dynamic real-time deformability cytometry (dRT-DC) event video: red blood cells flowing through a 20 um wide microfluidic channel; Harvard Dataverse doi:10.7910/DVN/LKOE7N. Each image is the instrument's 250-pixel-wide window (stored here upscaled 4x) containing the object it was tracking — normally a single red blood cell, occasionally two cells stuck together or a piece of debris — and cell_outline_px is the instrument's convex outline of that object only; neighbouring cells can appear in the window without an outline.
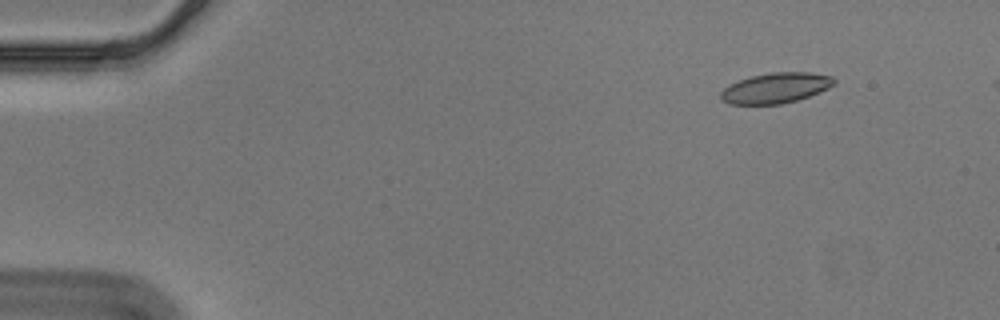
{"species": "Egyptian fruit bat (a non-hibernating species)", "species_latin": "Rousettus aegyptiacus", "temperature_condition": "cold", "stored_images_in_passage": 50, "camera_frame_rate_fps": 3000, "um_per_image_px": 0.085, "animal": {"sex": "male"}, "frame": {"image": 1, "passage_image": 1, "time_ms": 0.0, "image_size_px": [1000, 320], "cell_outline_px": [[836, 84], [820, 92], [796, 100], [780, 104], [728, 104], [720, 100], [720, 92], [728, 84], [748, 76], [772, 72], [812, 72], [832, 76], [836, 80]], "centroid_in_image_um": [65.91, 7.47], "position_along_channel_um": 19.1, "area_um2": 20.35}}
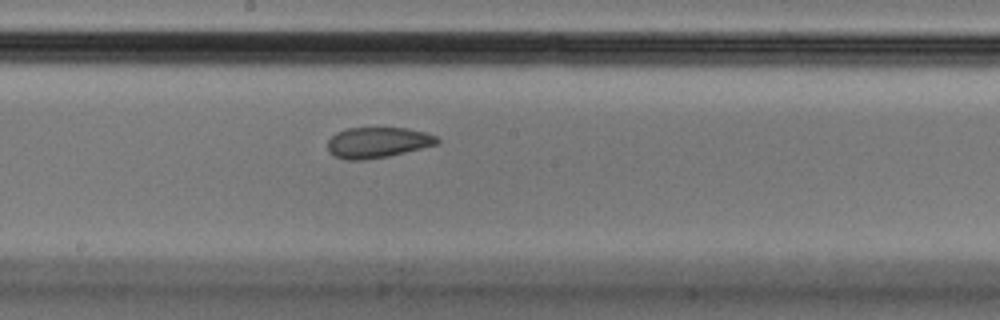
{"frame": {"image": 2, "passage_image": 26, "time_ms": 8.333, "image_size_px": [1000, 320], "cell_outline_px": [[440, 140], [436, 144], [388, 156], [364, 160], [344, 160], [332, 156], [328, 152], [328, 140], [336, 132], [348, 128], [408, 128], [424, 132], [436, 136]], "centroid_in_image_um": [32.04, 12.12], "position_along_channel_um": 216.2, "area_um2": 19.54}}
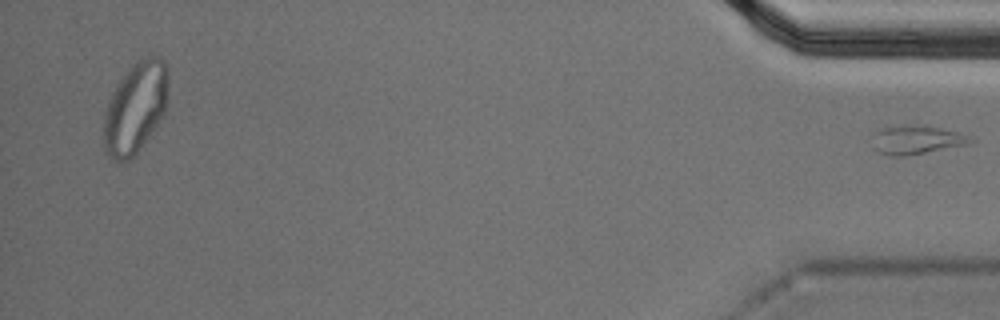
{"frame": {"image": 3, "passage_image": 50, "time_ms": 16.333, "image_size_px": [1000, 320], "cell_outline_px": [[976, 140], [972, 144], [904, 156], [888, 156], [876, 152], [872, 148], [868, 136], [880, 128], [904, 124], [940, 128], [960, 132], [972, 136]], "centroid_in_image_um": [77.84, 11.89], "position_along_channel_um": 357.4, "area_um2": 17.17}}